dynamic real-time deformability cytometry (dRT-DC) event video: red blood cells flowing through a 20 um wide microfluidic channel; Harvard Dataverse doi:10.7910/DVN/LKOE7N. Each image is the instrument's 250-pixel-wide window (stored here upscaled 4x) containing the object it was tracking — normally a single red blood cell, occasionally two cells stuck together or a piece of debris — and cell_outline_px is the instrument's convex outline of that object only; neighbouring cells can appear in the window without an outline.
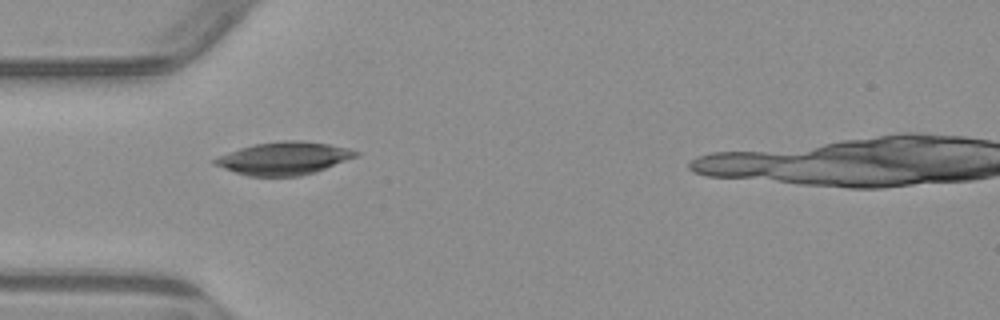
{"species": "common noctule bat (a hibernating species)", "species_latin": "Nyctalus noctula", "temperature_condition": "warm", "stored_images_in_passage": 7, "segment_of_instrument_passage": [1, 2], "camera_frame_rate_fps": 3000, "um_per_image_px": 0.085, "animal": {"sex": "male", "body_mass_g": 23.1, "forearm_length_mm": 52.7}, "frame": {"image": 1, "passage_image": 5, "time_ms": 5.0, "image_size_px": [1000, 320], "cell_outline_px": [[360, 152], [356, 156], [316, 172], [300, 176], [248, 176], [212, 164], [212, 160], [228, 152], [240, 148], [256, 144], [284, 140], [304, 140], [328, 144], [348, 148]], "centroid_in_image_um": [24.13, 13.45], "position_along_channel_um": 60.9, "area_um2": 26.7}}
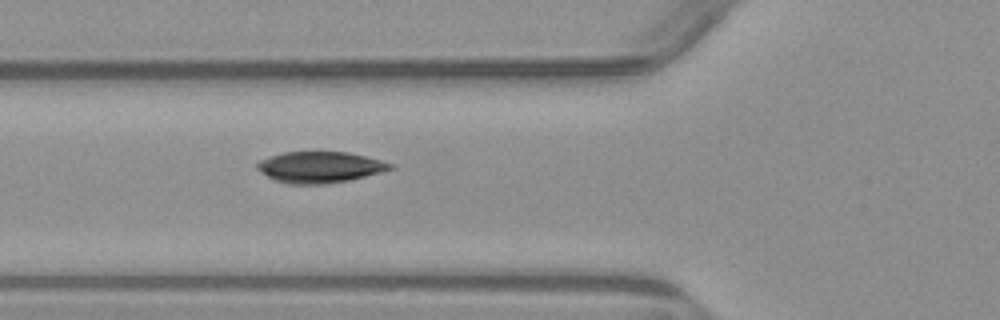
{"frame": {"image": 2, "passage_image": 6, "time_ms": 6.0, "image_size_px": [1000, 320], "cell_outline_px": [[396, 168], [348, 180], [328, 184], [288, 184], [276, 180], [260, 172], [256, 168], [256, 164], [260, 160], [284, 152], [348, 152], [396, 164]], "centroid_in_image_um": [27.21, 14.21], "position_along_channel_um": 98.6, "area_um2": 24.04}}